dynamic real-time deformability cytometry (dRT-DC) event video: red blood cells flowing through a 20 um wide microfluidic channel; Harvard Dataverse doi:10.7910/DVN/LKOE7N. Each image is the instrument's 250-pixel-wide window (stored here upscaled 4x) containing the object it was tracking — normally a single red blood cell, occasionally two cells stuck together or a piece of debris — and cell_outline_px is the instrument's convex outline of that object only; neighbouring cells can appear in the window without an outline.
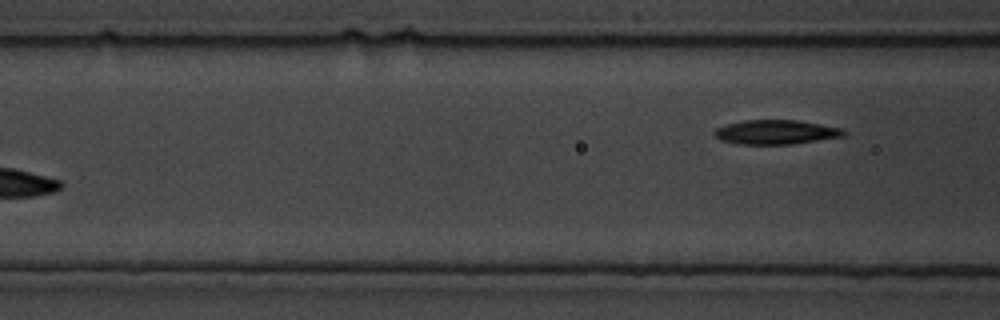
{"species": "common noctule bat (a hibernating species)", "species_latin": "Nyctalus noctula", "temperature_condition": "cold", "stored_images_in_passage": 6, "segment_of_instrument_passage": [2, 2], "camera_frame_rate_fps": 3000, "um_per_image_px": 0.085, "animal": {"sex": "male", "body_mass_g": 19.5, "forearm_length_mm": 54.6}, "frame": {"image": 1, "passage_image": 6, "time_ms": 1.667, "image_size_px": [1000, 320], "cell_outline_px": [[848, 132], [844, 136], [792, 144], [736, 144], [720, 140], [712, 136], [712, 132], [716, 128], [728, 124], [744, 120], [796, 120], [844, 128]], "centroid_in_image_um": [65.93, 11.23], "position_along_channel_um": 100.7, "area_um2": 18.5}}